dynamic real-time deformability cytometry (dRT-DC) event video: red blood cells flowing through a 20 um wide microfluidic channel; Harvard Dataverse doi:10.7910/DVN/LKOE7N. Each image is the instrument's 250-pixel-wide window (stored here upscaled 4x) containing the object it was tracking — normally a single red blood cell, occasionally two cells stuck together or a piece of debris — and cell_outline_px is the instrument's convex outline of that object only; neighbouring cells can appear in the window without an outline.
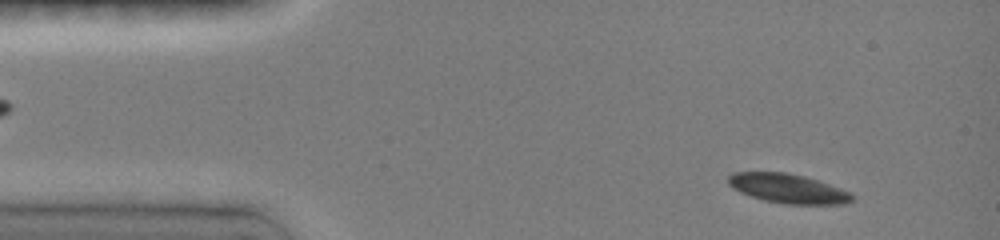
{"species": "common noctule bat (a hibernating species)", "species_latin": "Nyctalus noctula", "temperature_condition": "room temperature", "stored_images_in_passage": 25, "camera_frame_rate_fps": 3000, "um_per_image_px": 0.085, "animal": {"sex": "female", "body_mass_g": 19.0, "forearm_length_mm": 51.5}, "frame": {"image": 1, "passage_image": 3, "time_ms": 0.667, "image_size_px": [1000, 240], "cell_outline_px": [[852, 200], [844, 204], [784, 204], [764, 200], [740, 192], [732, 188], [728, 184], [728, 176], [732, 172], [784, 172], [804, 176], [840, 188], [848, 192], [852, 196]], "centroid_in_image_um": [66.92, 16.02], "position_along_channel_um": 18.1, "area_um2": 20.92}}
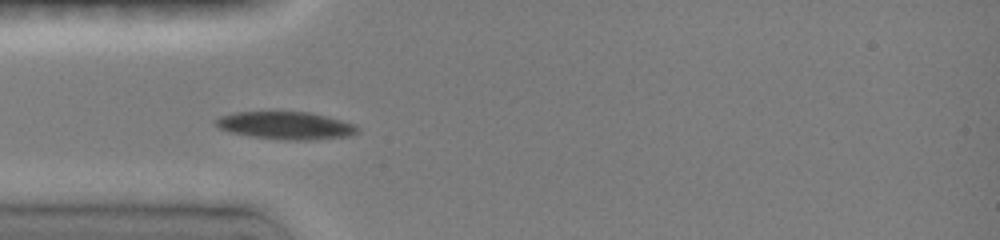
{"frame": {"image": 2, "passage_image": 12, "time_ms": 3.667, "image_size_px": [1000, 240], "cell_outline_px": [[360, 132], [348, 136], [312, 140], [284, 140], [252, 136], [228, 132], [220, 128], [212, 120], [220, 116], [232, 112], [276, 108], [312, 112], [328, 116], [356, 124], [360, 128]], "centroid_in_image_um": [24.27, 10.6], "position_along_channel_um": 60.7, "area_um2": 24.28}}
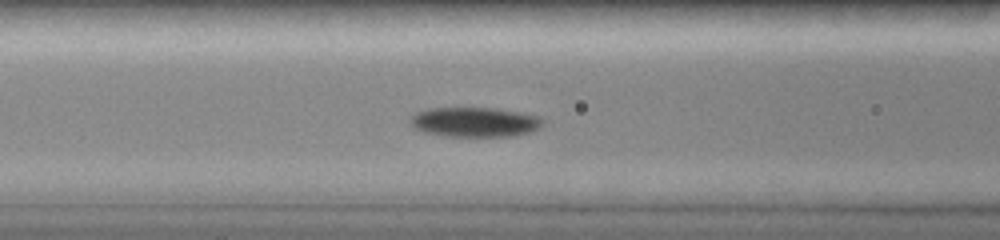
{"frame": {"image": 3, "passage_image": 17, "time_ms": 5.333, "image_size_px": [1000, 240], "cell_outline_px": [[544, 124], [540, 128], [532, 132], [512, 136], [444, 136], [424, 132], [416, 128], [408, 120], [416, 112], [428, 108], [496, 108], [520, 112], [540, 116], [544, 120]], "centroid_in_image_um": [40.4, 10.37], "position_along_channel_um": 126.2, "area_um2": 23.12}}